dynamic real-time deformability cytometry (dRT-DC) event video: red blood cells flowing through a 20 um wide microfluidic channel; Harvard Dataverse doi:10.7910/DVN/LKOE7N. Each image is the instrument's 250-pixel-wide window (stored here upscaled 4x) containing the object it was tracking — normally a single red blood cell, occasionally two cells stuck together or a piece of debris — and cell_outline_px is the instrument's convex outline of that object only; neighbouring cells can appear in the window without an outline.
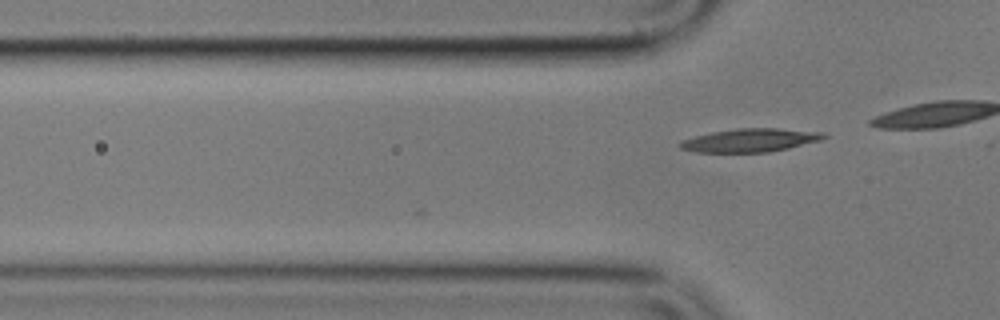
{"species": "common noctule bat (a hibernating species)", "species_latin": "Nyctalus noctula", "temperature_condition": "cold", "stored_images_in_passage": 14, "camera_frame_rate_fps": 3000, "um_per_image_px": 0.085, "animal": {"sex": "male", "body_mass_g": 17.9}, "frame": {"image": 1, "passage_image": 14, "time_ms": 4.333, "image_size_px": [1000, 320], "cell_outline_px": [[828, 136], [820, 140], [788, 148], [768, 152], [696, 152], [680, 148], [680, 144], [684, 140], [696, 136], [712, 132], [736, 128], [776, 128], [824, 132]], "centroid_in_image_um": [63.81, 11.91], "position_along_channel_um": 62.0, "area_um2": 19.31}}